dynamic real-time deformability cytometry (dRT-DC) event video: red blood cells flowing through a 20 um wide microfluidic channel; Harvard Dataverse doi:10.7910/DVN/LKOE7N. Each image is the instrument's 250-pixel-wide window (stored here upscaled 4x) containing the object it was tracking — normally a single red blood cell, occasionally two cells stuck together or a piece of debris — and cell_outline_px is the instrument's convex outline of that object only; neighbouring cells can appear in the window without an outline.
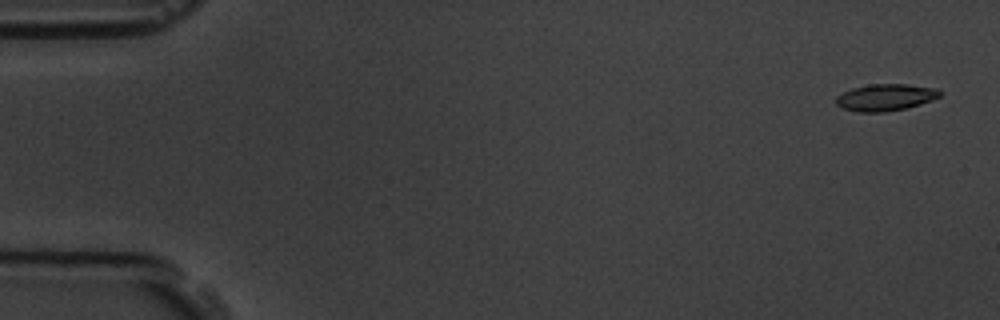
{"species": "common noctule bat (a hibernating species)", "species_latin": "Nyctalus noctula", "temperature_condition": "room temperature", "stored_images_in_passage": 7, "camera_frame_rate_fps": 3000, "um_per_image_px": 0.085, "animal": {"sex": "male", "body_mass_g": 19.5, "forearm_length_mm": 54.6}, "frame": {"image": 1, "passage_image": 1, "time_ms": 0.0, "image_size_px": [1000, 320], "cell_outline_px": [[940, 96], [932, 100], [908, 108], [884, 112], [856, 112], [844, 108], [836, 104], [836, 96], [852, 88], [872, 84], [908, 84], [940, 88]], "centroid_in_image_um": [75.3, 8.27], "position_along_channel_um": 9.7, "area_um2": 16.3}}
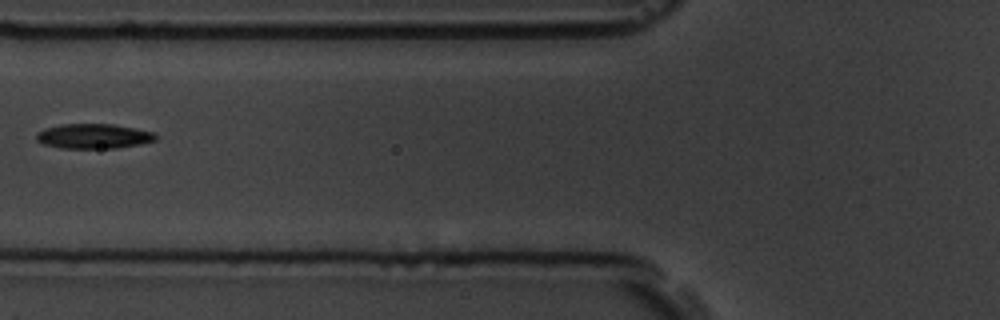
{"frame": {"image": 2, "passage_image": 6, "time_ms": 6.667, "image_size_px": [1000, 320], "cell_outline_px": [[156, 140], [140, 144], [116, 148], [60, 148], [44, 144], [36, 140], [36, 132], [44, 128], [64, 124], [112, 124], [156, 132]], "centroid_in_image_um": [7.94, 11.57], "position_along_channel_um": 117.9, "area_um2": 17.28}}
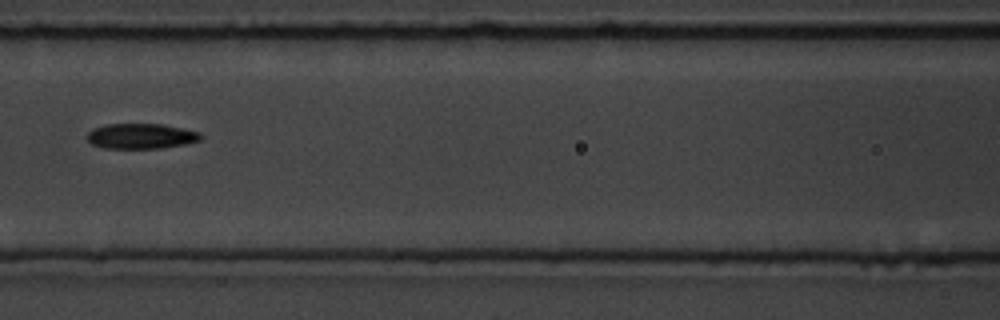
{"frame": {"image": 3, "passage_image": 7, "time_ms": 7.667, "image_size_px": [1000, 320], "cell_outline_px": [[204, 136], [200, 140], [184, 144], [160, 148], [104, 148], [92, 144], [88, 140], [88, 132], [92, 128], [104, 124], [160, 124], [184, 128], [200, 132]], "centroid_in_image_um": [12.0, 11.56], "position_along_channel_um": 154.6, "area_um2": 16.76}}